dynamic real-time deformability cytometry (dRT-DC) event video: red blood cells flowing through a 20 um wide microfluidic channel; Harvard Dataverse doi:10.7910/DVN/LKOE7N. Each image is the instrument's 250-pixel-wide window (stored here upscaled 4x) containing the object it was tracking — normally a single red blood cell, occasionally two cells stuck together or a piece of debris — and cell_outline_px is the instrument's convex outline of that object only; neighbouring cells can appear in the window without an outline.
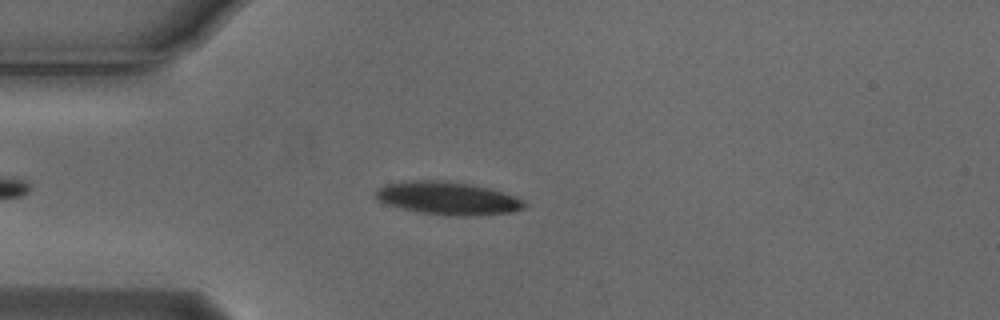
{"species": "Egyptian fruit bat (a non-hibernating species)", "species_latin": "Rousettus aegyptiacus", "temperature_condition": "cold", "stored_images_in_passage": 49, "camera_frame_rate_fps": 3000, "um_per_image_px": 0.085, "animal": {"sex": "male"}, "frame": {"image": 1, "passage_image": 8, "time_ms": 2.333, "image_size_px": [1000, 320], "cell_outline_px": [[528, 204], [524, 208], [512, 212], [480, 216], [444, 216], [420, 212], [400, 208], [376, 200], [376, 192], [384, 184], [412, 180], [436, 180], [468, 184], [488, 188], [516, 196], [524, 200]], "centroid_in_image_um": [38.1, 16.87], "position_along_channel_um": 46.9, "area_um2": 28.67}}
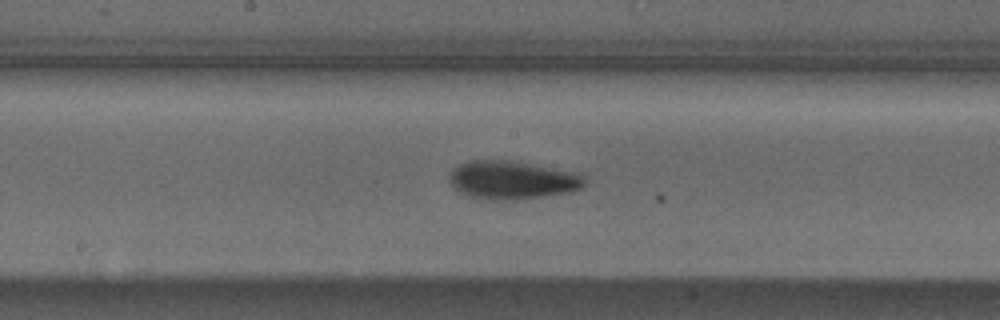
{"frame": {"image": 2, "passage_image": 22, "time_ms": 7.0, "image_size_px": [1000, 320], "cell_outline_px": [[584, 184], [580, 188], [568, 192], [540, 196], [468, 196], [460, 192], [452, 184], [448, 176], [460, 164], [472, 160], [504, 160], [580, 172], [584, 176]], "centroid_in_image_um": [43.58, 15.23], "position_along_channel_um": 204.6, "area_um2": 28.38}}
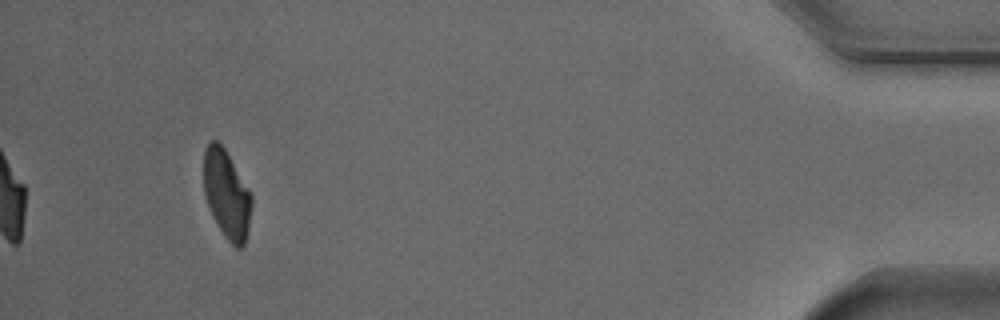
{"frame": {"image": 3, "passage_image": 45, "time_ms": 14.667, "image_size_px": [1000, 320], "cell_outline_px": [[252, 204], [248, 228], [244, 244], [240, 248], [236, 248], [224, 236], [208, 204], [204, 192], [204, 152], [208, 144], [212, 140], [216, 140], [224, 148], [252, 192]], "centroid_in_image_um": [19.29, 16.49], "position_along_channel_um": 415.9, "area_um2": 24.33}, "authors_computed_cell_mechanics": {"area_um2": 27.5128, "velocity_mm_per_s": 3.7054, "shape_relaxation_time_tau1_ms": 2.8493, "shape_relaxation_time_tau2_ms": 6.6461, "deformation_change_tau1": 0.1179, "deformation_change_tau2": 0.1167}}